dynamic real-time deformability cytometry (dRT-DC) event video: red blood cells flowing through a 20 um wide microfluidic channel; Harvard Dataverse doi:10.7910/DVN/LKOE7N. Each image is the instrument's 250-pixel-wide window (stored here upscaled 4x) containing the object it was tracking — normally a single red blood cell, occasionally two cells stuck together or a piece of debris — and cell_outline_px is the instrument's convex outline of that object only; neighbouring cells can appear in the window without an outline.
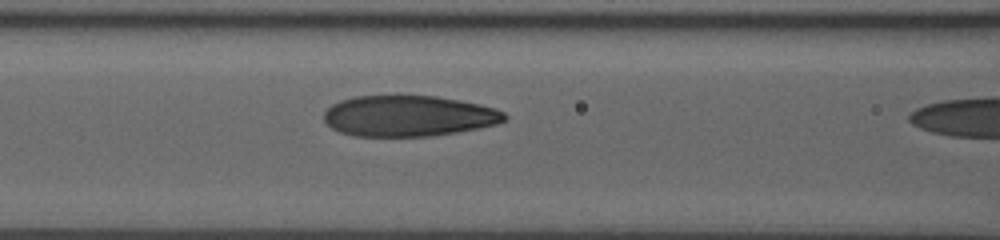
{"species": "human", "species_latin": "Homo sapiens", "temperature_condition": "room temperature", "stored_images_in_passage": 24, "camera_frame_rate_fps": 3000, "um_per_image_px": 0.085, "donor": {"sex": "male"}, "frame": {"image": 1, "passage_image": 23, "time_ms": 7.333, "image_size_px": [1000, 240], "cell_outline_px": [[508, 116], [504, 120], [496, 124], [456, 132], [432, 136], [352, 136], [340, 132], [332, 128], [324, 120], [324, 112], [332, 104], [340, 100], [356, 96], [436, 96], [480, 104], [496, 108], [504, 112]], "centroid_in_image_um": [34.71, 9.86], "position_along_channel_um": 131.9, "area_um2": 42.95}}